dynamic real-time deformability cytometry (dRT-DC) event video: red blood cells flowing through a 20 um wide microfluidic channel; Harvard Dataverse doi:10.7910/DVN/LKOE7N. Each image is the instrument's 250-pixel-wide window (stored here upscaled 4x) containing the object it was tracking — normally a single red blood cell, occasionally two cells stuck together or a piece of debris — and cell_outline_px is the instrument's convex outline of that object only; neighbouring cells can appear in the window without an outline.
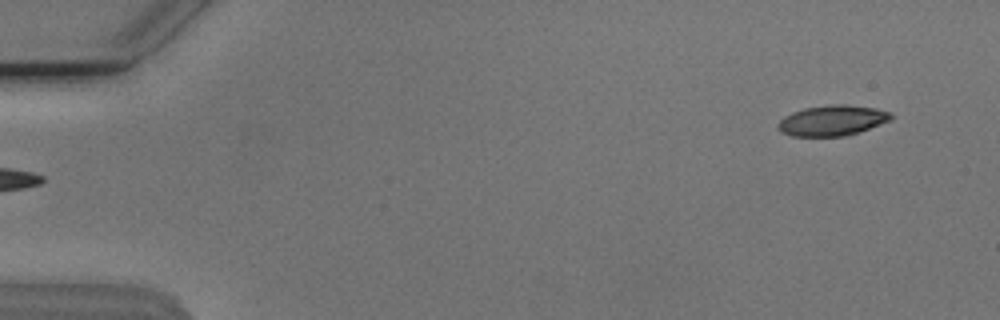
{"species": "Egyptian fruit bat (a non-hibernating species)", "species_latin": "Rousettus aegyptiacus", "temperature_condition": "cold", "stored_images_in_passage": 51, "camera_frame_rate_fps": 3000, "um_per_image_px": 0.085, "animal": {"sex": "male"}, "frame": {"image": 1, "passage_image": 1, "time_ms": 0.0, "image_size_px": [1000, 320], "cell_outline_px": [[896, 116], [892, 120], [844, 136], [792, 136], [780, 132], [776, 128], [776, 124], [784, 116], [792, 112], [804, 108], [832, 104], [844, 104], [876, 108], [892, 112]], "centroid_in_image_um": [70.74, 10.23], "position_along_channel_um": 14.3, "area_um2": 20.23}}
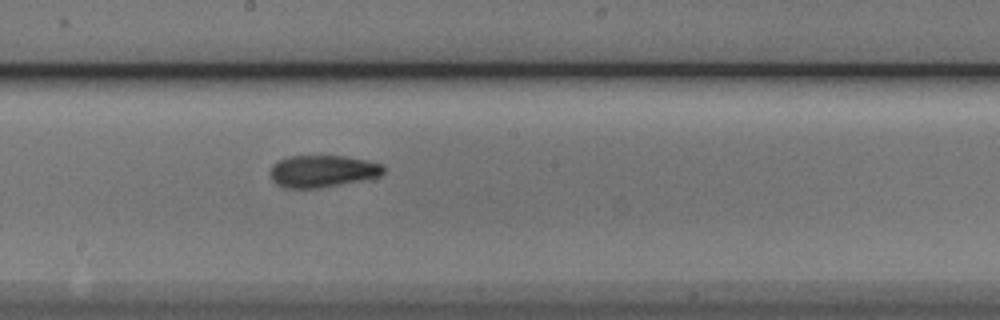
{"frame": {"image": 2, "passage_image": 27, "time_ms": 8.667, "image_size_px": [1000, 320], "cell_outline_px": [[384, 172], [380, 176], [372, 180], [320, 188], [284, 188], [276, 184], [272, 180], [268, 172], [272, 164], [288, 156], [344, 156], [384, 164]], "centroid_in_image_um": [27.43, 14.57], "position_along_channel_um": 220.8, "area_um2": 21.73}}
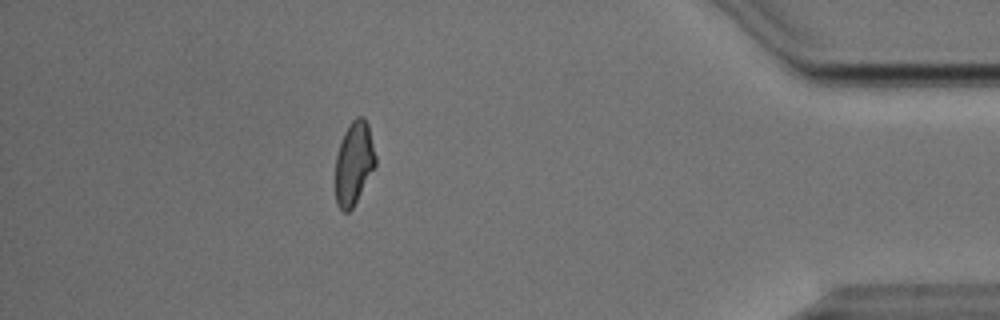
{"frame": {"image": 3, "passage_image": 45, "time_ms": 14.667, "image_size_px": [1000, 320], "cell_outline_px": [[376, 164], [352, 208], [348, 212], [344, 212], [336, 204], [336, 156], [344, 132], [352, 120], [356, 116], [364, 116], [368, 124], [376, 156]], "centroid_in_image_um": [30.08, 13.84], "position_along_channel_um": 405.1, "area_um2": 19.19}, "authors_computed_cell_mechanics": {"area_um2": 20.808, "velocity_mm_per_s": 3.814, "shape_relaxation_time_tau1_ms": 5.9443, "shape_relaxation_time_tau2_ms": 3.7404, "deformation_change_tau1": 0.1565, "deformation_change_tau2": 0.0986}}